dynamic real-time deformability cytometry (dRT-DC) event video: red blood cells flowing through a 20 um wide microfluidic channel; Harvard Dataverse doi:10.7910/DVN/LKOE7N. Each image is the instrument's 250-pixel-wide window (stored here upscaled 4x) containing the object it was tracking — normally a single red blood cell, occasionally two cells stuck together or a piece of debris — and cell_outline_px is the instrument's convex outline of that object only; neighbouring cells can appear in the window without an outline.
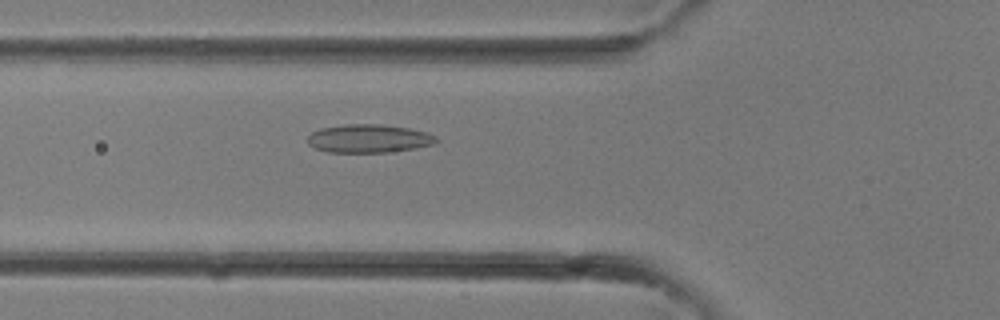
{"species": "common noctule bat (a hibernating species)", "species_latin": "Nyctalus noctula", "temperature_condition": "room temperature", "stored_images_in_passage": 27, "camera_frame_rate_fps": 3000, "um_per_image_px": 0.085, "animal": {"sex": "female"}, "frame": {"image": 1, "passage_image": 6, "time_ms": 1.667, "image_size_px": [1000, 320], "cell_outline_px": [[440, 140], [432, 144], [412, 148], [388, 152], [328, 152], [316, 148], [308, 144], [308, 136], [312, 132], [320, 128], [344, 124], [380, 124], [408, 128], [428, 132], [436, 136]], "centroid_in_image_um": [31.34, 11.76], "position_along_channel_um": 94.5, "area_um2": 21.15}}
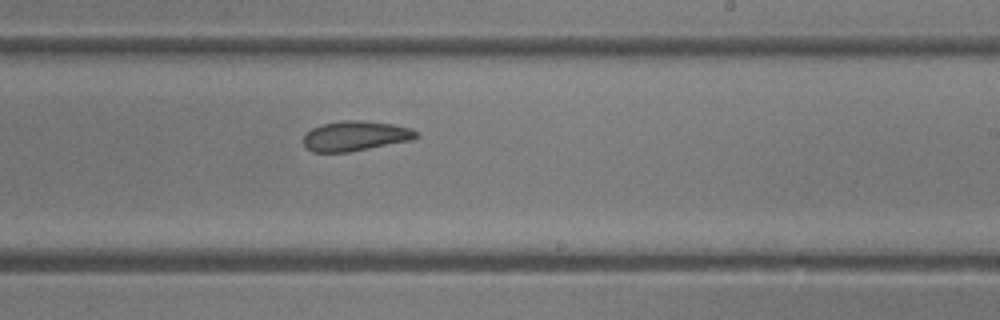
{"frame": {"image": 2, "passage_image": 14, "time_ms": 4.333, "image_size_px": [1000, 320], "cell_outline_px": [[420, 136], [412, 140], [348, 152], [312, 152], [304, 144], [304, 136], [312, 128], [324, 124], [344, 120], [360, 120], [392, 124], [412, 128]], "centroid_in_image_um": [30.23, 11.55], "position_along_channel_um": 258.8, "area_um2": 19.48}}
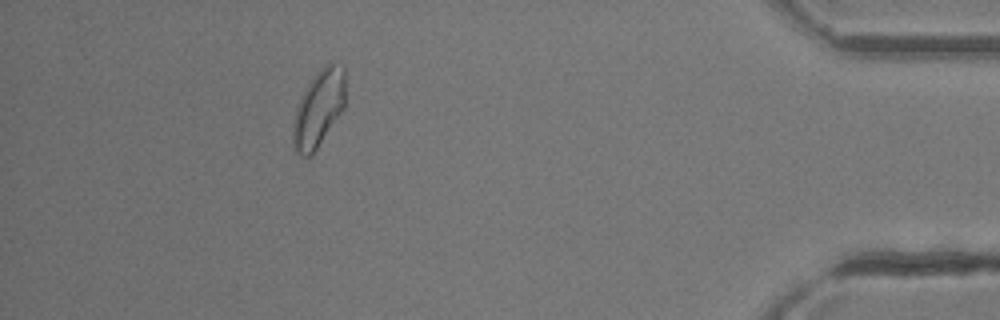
{"frame": {"image": 3, "passage_image": 24, "time_ms": 7.667, "image_size_px": [1000, 320], "cell_outline_px": [[344, 108], [316, 148], [308, 156], [300, 156], [296, 152], [292, 140], [292, 124], [296, 108], [304, 88], [316, 72], [328, 60], [344, 64]], "centroid_in_image_um": [27.07, 9.14], "position_along_channel_um": 408.1, "area_um2": 23.52}}